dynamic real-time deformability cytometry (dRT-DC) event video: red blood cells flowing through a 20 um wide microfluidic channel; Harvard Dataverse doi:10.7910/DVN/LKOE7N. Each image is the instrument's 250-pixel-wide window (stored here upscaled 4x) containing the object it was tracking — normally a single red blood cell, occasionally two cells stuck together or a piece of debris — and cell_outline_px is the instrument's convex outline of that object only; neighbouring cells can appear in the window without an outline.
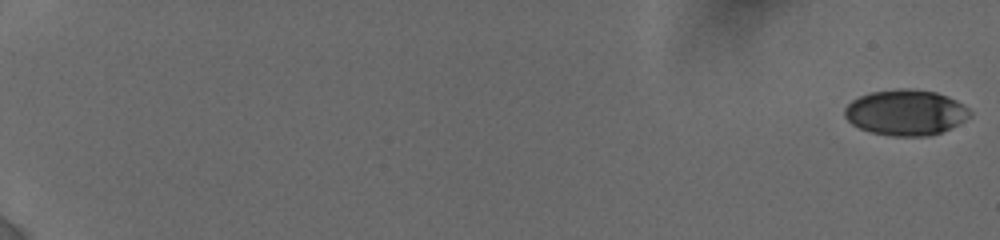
{"species": "human", "species_latin": "Homo sapiens", "temperature_condition": "cold", "stored_images_in_passage": 32, "camera_frame_rate_fps": 3000, "um_per_image_px": 0.085, "donor": {"sex": "female"}, "frame": {"image": 1, "passage_image": 1, "time_ms": 0.0, "image_size_px": [1000, 240], "cell_outline_px": [[972, 116], [932, 136], [892, 136], [872, 132], [860, 128], [852, 124], [844, 116], [844, 108], [852, 100], [860, 96], [872, 92], [900, 88], [936, 92], [948, 96], [964, 104], [972, 112]], "centroid_in_image_um": [76.99, 9.56], "position_along_channel_um": 8.0, "area_um2": 33.18}}
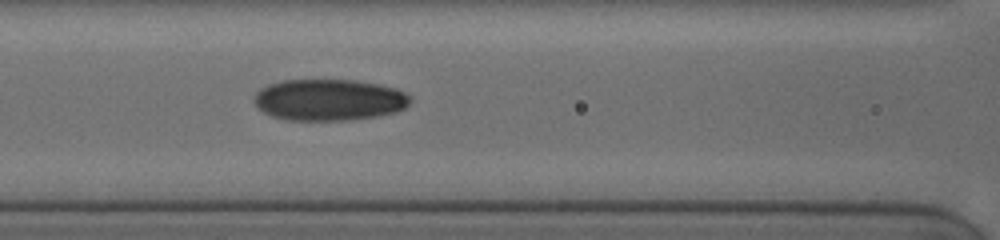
{"frame": {"image": 2, "passage_image": 23, "time_ms": 9.333, "image_size_px": [1000, 240], "cell_outline_px": [[412, 96], [408, 104], [404, 108], [396, 112], [376, 116], [348, 120], [284, 120], [272, 116], [264, 112], [256, 104], [256, 92], [260, 88], [284, 80], [356, 80], [396, 88]], "centroid_in_image_um": [28.0, 8.49], "position_along_channel_um": 138.6, "area_um2": 37.51}}
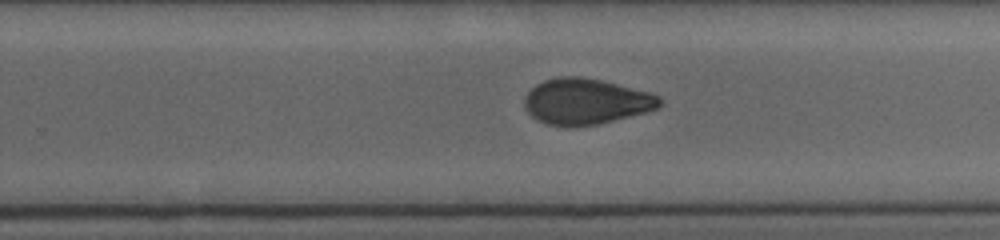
{"frame": {"image": 3, "passage_image": 32, "time_ms": 13.0, "image_size_px": [1000, 240], "cell_outline_px": [[660, 104], [656, 108], [644, 112], [596, 124], [568, 128], [548, 124], [536, 120], [524, 108], [524, 96], [536, 84], [544, 80], [556, 76], [580, 76], [600, 80], [648, 92], [660, 96]], "centroid_in_image_um": [49.72, 8.62], "position_along_channel_um": 280.1, "area_um2": 35.95}}